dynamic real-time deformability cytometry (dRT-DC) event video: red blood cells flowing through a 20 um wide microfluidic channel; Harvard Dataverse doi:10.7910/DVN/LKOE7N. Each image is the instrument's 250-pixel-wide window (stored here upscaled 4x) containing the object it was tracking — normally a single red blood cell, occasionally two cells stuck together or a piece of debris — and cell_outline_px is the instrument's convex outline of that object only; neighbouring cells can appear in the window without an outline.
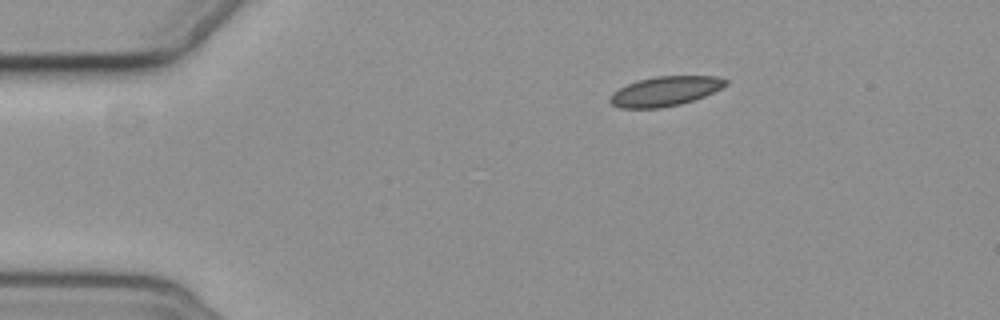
{"species": "common noctule bat (a hibernating species)", "species_latin": "Nyctalus noctula", "temperature_condition": "cold", "stored_images_in_passage": 2, "camera_frame_rate_fps": 3000, "um_per_image_px": 0.085, "animal": {"sex": "female", "body_mass_g": 19.3, "forearm_length_mm": 54.1}, "frame": {"image": 1, "passage_image": 2, "time_ms": 2.0, "image_size_px": [1000, 320], "cell_outline_px": [[728, 84], [704, 96], [680, 104], [660, 108], [620, 108], [612, 104], [608, 100], [612, 92], [636, 80], [656, 76], [716, 76], [728, 80]], "centroid_in_image_um": [56.51, 7.75], "position_along_channel_um": 28.5, "area_um2": 19.88}}